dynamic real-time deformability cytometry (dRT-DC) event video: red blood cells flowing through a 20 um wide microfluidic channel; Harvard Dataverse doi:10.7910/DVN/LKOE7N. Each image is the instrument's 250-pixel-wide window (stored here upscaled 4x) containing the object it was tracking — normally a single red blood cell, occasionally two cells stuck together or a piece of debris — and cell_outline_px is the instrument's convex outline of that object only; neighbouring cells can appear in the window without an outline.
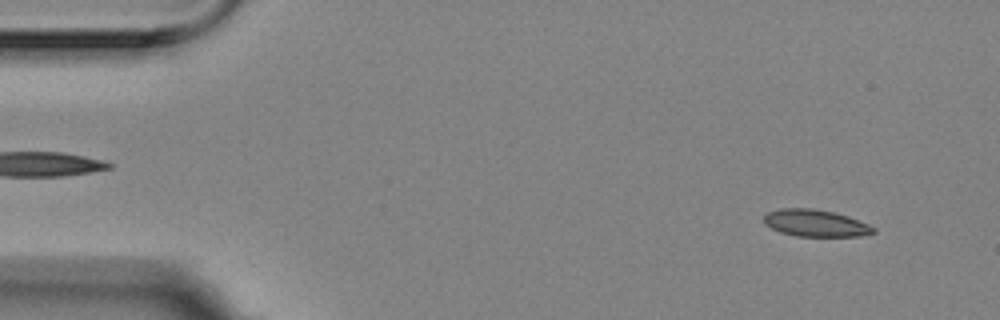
{"species": "Egyptian fruit bat (a non-hibernating species)", "species_latin": "Rousettus aegyptiacus", "temperature_condition": "room temperature", "stored_images_in_passage": 4, "segment_of_instrument_passage": [1, 2], "camera_frame_rate_fps": 3000, "um_per_image_px": 0.085, "animal": {"sex": "female"}, "frame": {"image": 1, "passage_image": 1, "time_ms": 0.0, "image_size_px": [1000, 320], "cell_outline_px": [[876, 232], [860, 236], [796, 236], [780, 232], [764, 224], [764, 216], [768, 212], [780, 208], [812, 208], [832, 212], [848, 216], [868, 224], [876, 228]], "centroid_in_image_um": [69.31, 18.96], "position_along_channel_um": 15.7, "area_um2": 17.17}}